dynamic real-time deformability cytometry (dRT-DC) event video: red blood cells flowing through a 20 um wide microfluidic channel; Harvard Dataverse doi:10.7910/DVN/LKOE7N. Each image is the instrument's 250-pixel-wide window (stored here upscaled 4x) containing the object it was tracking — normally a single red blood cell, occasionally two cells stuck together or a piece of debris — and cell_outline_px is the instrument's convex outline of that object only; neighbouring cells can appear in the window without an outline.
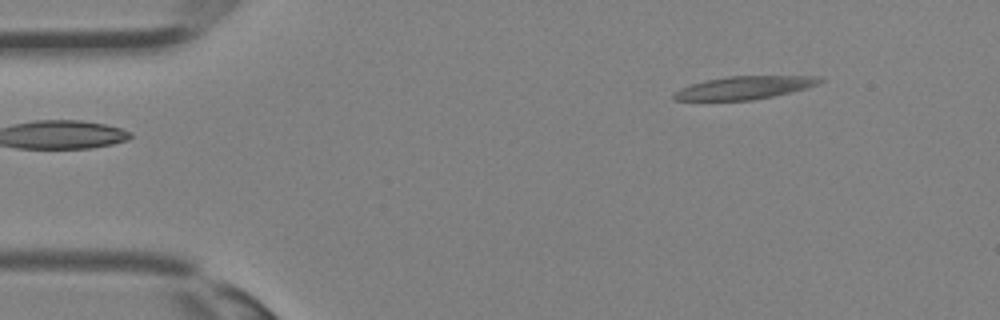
{"species": "Egyptian fruit bat (a non-hibernating species)", "species_latin": "Rousettus aegyptiacus", "temperature_condition": "room temperature", "stored_images_in_passage": 31, "camera_frame_rate_fps": 3000, "um_per_image_px": 0.085, "animal": {"sex": "female"}, "frame": {"image": 1, "passage_image": 1, "time_ms": 0.0, "image_size_px": [1000, 320], "cell_outline_px": [[824, 80], [820, 84], [808, 88], [772, 96], [752, 100], [672, 100], [672, 96], [680, 88], [692, 84], [708, 80], [728, 76], [820, 76]], "centroid_in_image_um": [63.33, 7.45], "position_along_channel_um": 21.7, "area_um2": 19.42}}
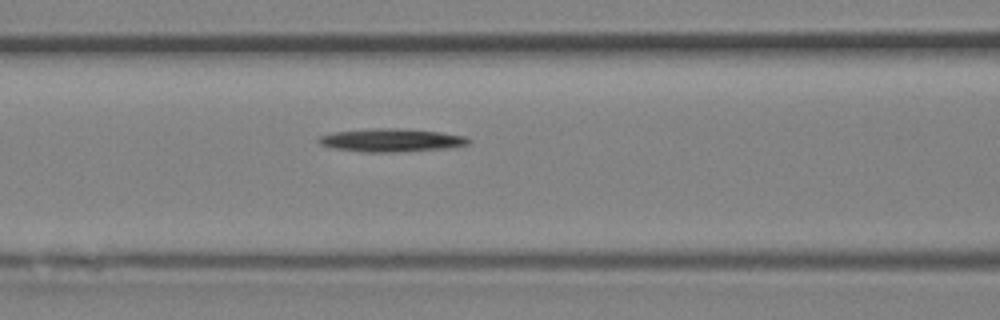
{"frame": {"image": 2, "passage_image": 11, "time_ms": 3.333, "image_size_px": [1000, 320], "cell_outline_px": [[472, 140], [468, 144], [448, 148], [396, 152], [360, 152], [332, 148], [320, 144], [316, 140], [320, 136], [336, 132], [376, 128], [396, 128], [440, 132], [464, 136]], "centroid_in_image_um": [33.25, 11.92], "position_along_channel_um": 133.4, "area_um2": 20.11}}
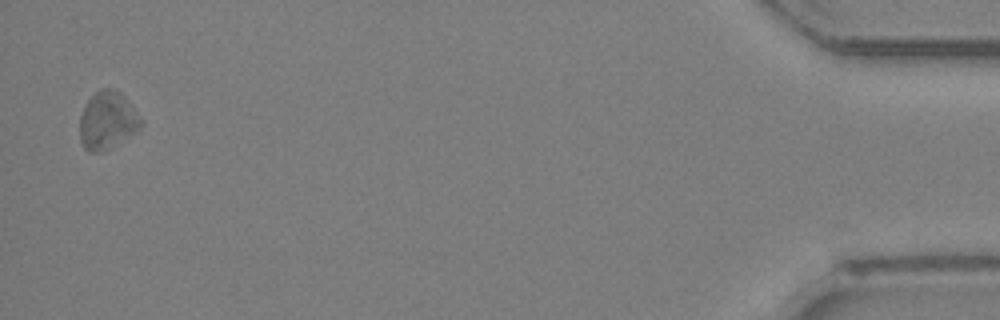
{"frame": {"image": 3, "passage_image": 31, "time_ms": 10.0, "image_size_px": [1000, 320], "cell_outline_px": [[144, 124], [136, 132], [108, 148], [100, 152], [88, 152], [84, 148], [80, 140], [80, 116], [88, 100], [100, 88], [112, 88], [120, 92], [124, 96], [144, 120]], "centroid_in_image_um": [9.15, 10.23], "position_along_channel_um": 426.1, "area_um2": 20.52}}